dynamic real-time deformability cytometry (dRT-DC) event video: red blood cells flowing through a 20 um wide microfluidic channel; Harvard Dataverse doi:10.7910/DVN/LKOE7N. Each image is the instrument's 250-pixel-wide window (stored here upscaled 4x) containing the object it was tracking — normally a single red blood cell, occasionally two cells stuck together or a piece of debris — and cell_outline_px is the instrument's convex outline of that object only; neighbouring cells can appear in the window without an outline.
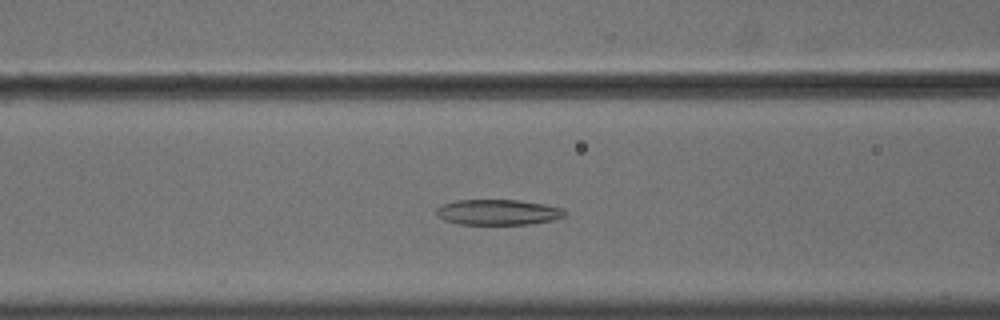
{"species": "common noctule bat (a hibernating species)", "species_latin": "Nyctalus noctula", "temperature_condition": "cold", "stored_images_in_passage": 54, "camera_frame_rate_fps": 3000, "um_per_image_px": 0.085, "animal": {"sex": "male", "body_mass_g": 18.8}, "frame": {"image": 1, "passage_image": 22, "time_ms": 7.0, "image_size_px": [1000, 320], "cell_outline_px": [[568, 212], [564, 216], [552, 220], [532, 224], [460, 224], [444, 220], [436, 216], [436, 208], [444, 204], [456, 200], [516, 200], [544, 204], [564, 208]], "centroid_in_image_um": [42.34, 18.04], "position_along_channel_um": 124.3, "area_um2": 19.13}}
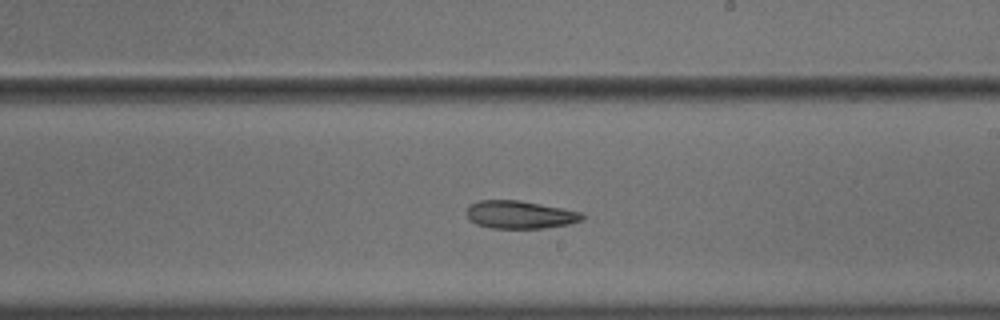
{"frame": {"image": 2, "passage_image": 32, "time_ms": 10.333, "image_size_px": [1000, 320], "cell_outline_px": [[584, 220], [568, 224], [544, 228], [492, 228], [476, 224], [468, 220], [464, 212], [472, 204], [480, 200], [520, 200], [564, 208], [580, 212], [584, 216]], "centroid_in_image_um": [44.18, 18.24], "position_along_channel_um": 244.8, "area_um2": 18.9}}
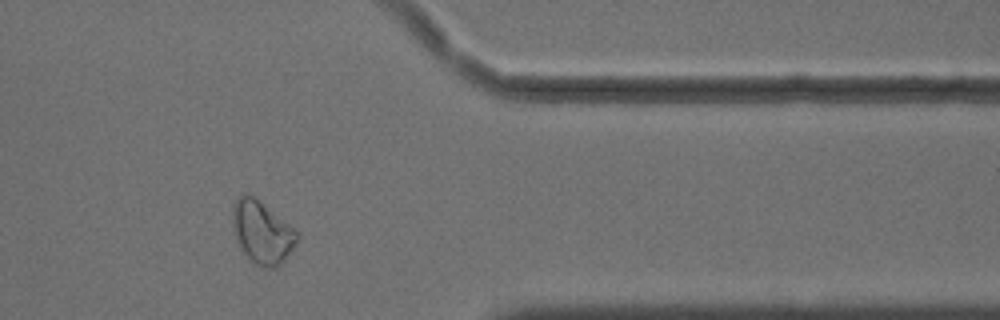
{"frame": {"image": 3, "passage_image": 45, "time_ms": 14.667, "image_size_px": [1000, 320], "cell_outline_px": [[300, 236], [284, 260], [280, 264], [272, 268], [264, 268], [256, 264], [244, 252], [236, 240], [232, 224], [232, 208], [236, 200], [244, 192], [248, 192], [296, 228]], "centroid_in_image_um": [22.28, 19.71], "position_along_channel_um": 389.1, "area_um2": 23.47}, "authors_computed_cell_mechanics": {"area_um2": 22.253, "velocity_mm_per_s": 3.6154, "shape_relaxation_time_tau1_ms": 9.1274, "shape_relaxation_time_tau2_ms": 5.5541, "deformation_change_tau1": 0.1744, "deformation_change_tau2": 0.1245}}